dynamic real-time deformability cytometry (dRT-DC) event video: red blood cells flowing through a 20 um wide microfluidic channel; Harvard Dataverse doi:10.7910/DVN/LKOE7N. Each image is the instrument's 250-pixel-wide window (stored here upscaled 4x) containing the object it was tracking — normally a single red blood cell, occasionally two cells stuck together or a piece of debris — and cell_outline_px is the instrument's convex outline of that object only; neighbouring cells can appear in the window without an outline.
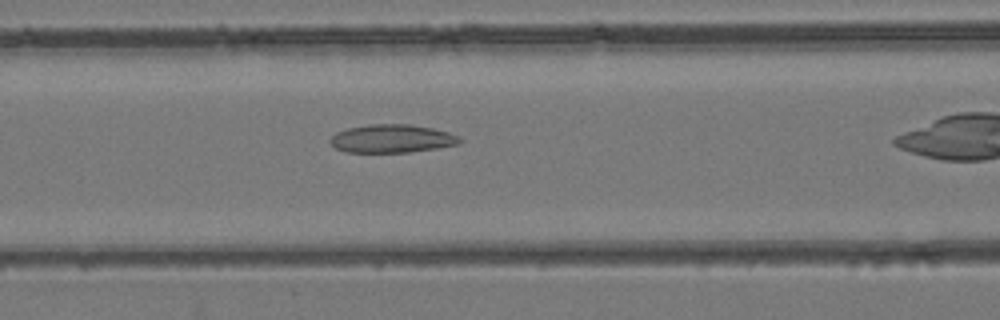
{"species": "common noctule bat (a hibernating species)", "species_latin": "Nyctalus noctula", "temperature_condition": "room temperature", "stored_images_in_passage": 25, "camera_frame_rate_fps": 3000, "um_per_image_px": 0.085, "animal": {"sex": "female", "body_mass_g": 24.6, "forearm_length_mm": 56.2}, "frame": {"image": 1, "passage_image": 7, "time_ms": 2.0, "image_size_px": [1000, 320], "cell_outline_px": [[464, 140], [460, 144], [412, 152], [348, 152], [336, 148], [328, 140], [336, 132], [348, 128], [368, 124], [412, 124], [432, 128], [448, 132]], "centroid_in_image_um": [33.32, 11.78], "position_along_channel_um": 133.3, "area_um2": 21.33}}
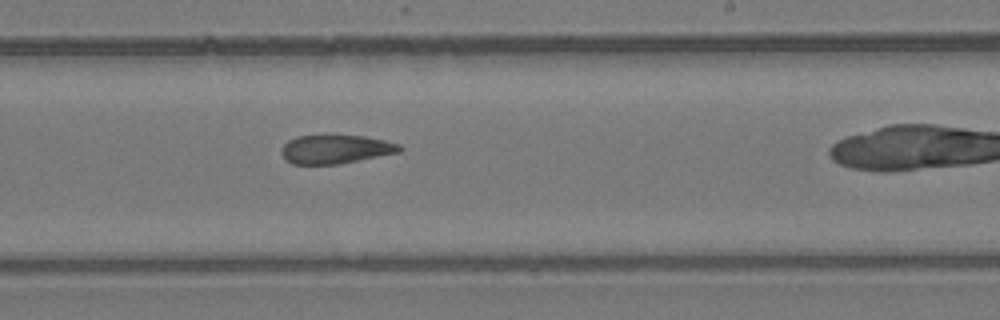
{"frame": {"image": 2, "passage_image": 16, "time_ms": 5.0, "image_size_px": [1000, 320], "cell_outline_px": [[404, 148], [400, 152], [340, 164], [292, 164], [284, 160], [280, 152], [280, 148], [288, 140], [296, 136], [364, 136], [384, 140], [400, 144]], "centroid_in_image_um": [28.5, 12.7], "position_along_channel_um": 260.5, "area_um2": 19.88}}
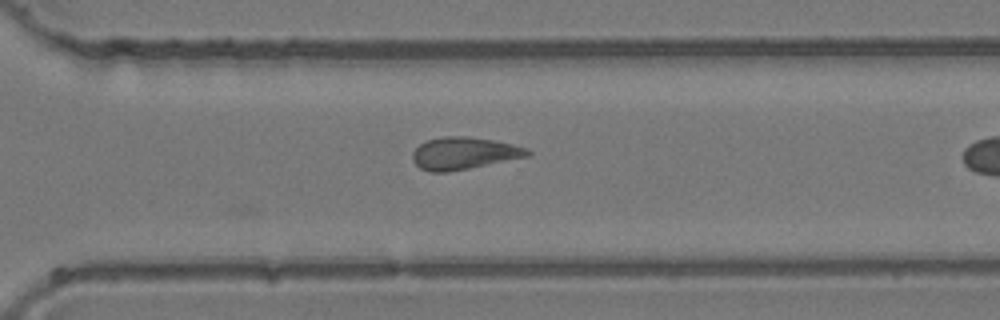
{"frame": {"image": 3, "passage_image": 21, "time_ms": 6.667, "image_size_px": [1000, 320], "cell_outline_px": [[532, 152], [528, 156], [448, 172], [428, 172], [420, 168], [412, 160], [412, 152], [420, 144], [428, 140], [444, 136], [468, 136], [492, 140], [512, 144], [528, 148]], "centroid_in_image_um": [39.41, 13.03], "position_along_channel_um": 331.2, "area_um2": 21.44}}